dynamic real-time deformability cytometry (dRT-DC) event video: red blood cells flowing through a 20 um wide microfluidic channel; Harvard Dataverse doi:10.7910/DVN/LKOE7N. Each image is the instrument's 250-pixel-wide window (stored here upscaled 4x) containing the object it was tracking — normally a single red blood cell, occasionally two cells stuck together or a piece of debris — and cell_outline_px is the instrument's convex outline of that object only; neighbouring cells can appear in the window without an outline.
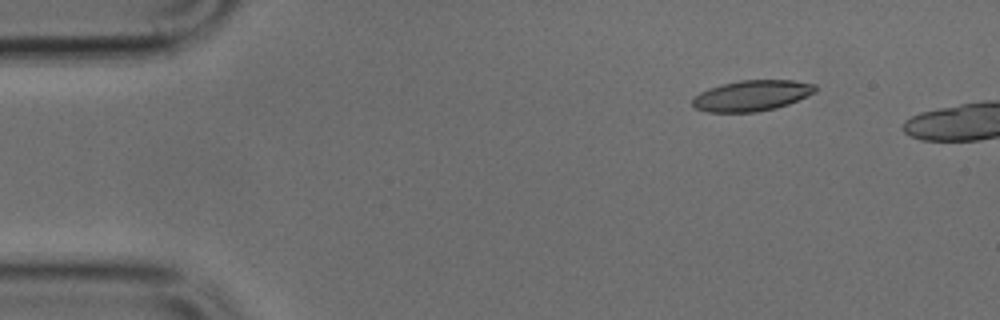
{"species": "common noctule bat (a hibernating species)", "species_latin": "Nyctalus noctula", "temperature_condition": "cold", "stored_images_in_passage": 5, "camera_frame_rate_fps": 3000, "um_per_image_px": 0.085, "animal": {"sex": "male", "body_mass_g": 17.9, "forearm_length_mm": 54.2}, "frame": {"image": 1, "passage_image": 1, "time_ms": 0.0, "image_size_px": [1000, 320], "cell_outline_px": [[816, 92], [788, 104], [776, 108], [756, 112], [708, 112], [696, 108], [692, 104], [692, 100], [700, 92], [708, 88], [720, 84], [740, 80], [796, 80], [816, 84]], "centroid_in_image_um": [63.92, 8.12], "position_along_channel_um": 21.1, "area_um2": 22.08}}